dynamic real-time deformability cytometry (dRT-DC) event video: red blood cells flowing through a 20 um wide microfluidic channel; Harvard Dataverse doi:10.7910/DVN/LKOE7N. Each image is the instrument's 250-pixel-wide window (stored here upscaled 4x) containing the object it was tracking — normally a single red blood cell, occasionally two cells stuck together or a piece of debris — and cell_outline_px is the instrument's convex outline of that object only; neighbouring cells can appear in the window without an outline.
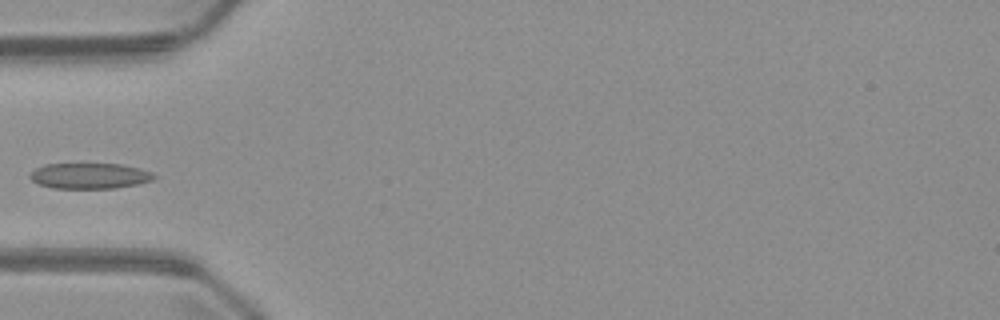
{"species": "common noctule bat (a hibernating species)", "species_latin": "Nyctalus noctula", "temperature_condition": "warm", "stored_images_in_passage": 3, "camera_frame_rate_fps": 3000, "um_per_image_px": 0.085, "animal": {"sex": "male", "body_mass_g": 23.1, "forearm_length_mm": 52.7}, "frame": {"image": 1, "passage_image": 3, "time_ms": 2.333, "image_size_px": [1000, 320], "cell_outline_px": [[156, 176], [152, 180], [136, 184], [116, 188], [52, 188], [40, 184], [32, 180], [28, 176], [36, 168], [44, 164], [120, 164], [140, 168], [152, 172]], "centroid_in_image_um": [7.62, 14.94], "position_along_channel_um": 77.4, "area_um2": 18.44}}